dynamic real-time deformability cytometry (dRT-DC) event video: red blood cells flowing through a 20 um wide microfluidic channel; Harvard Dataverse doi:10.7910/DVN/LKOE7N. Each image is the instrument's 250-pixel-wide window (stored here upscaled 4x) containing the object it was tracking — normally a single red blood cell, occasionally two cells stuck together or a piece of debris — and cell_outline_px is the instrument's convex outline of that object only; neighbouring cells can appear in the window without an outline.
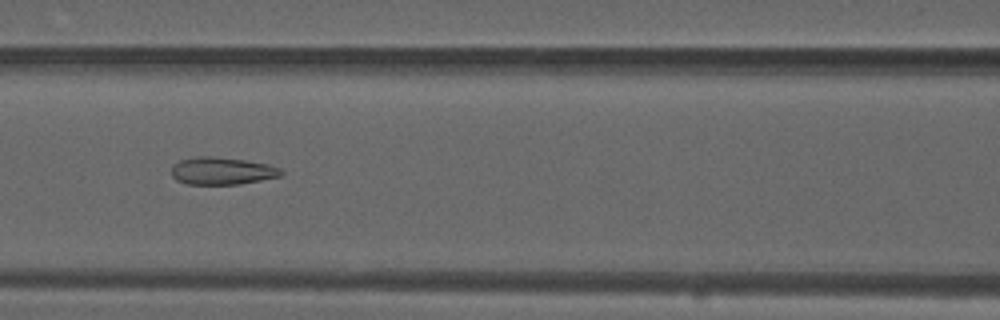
{"species": "common noctule bat (a hibernating species)", "species_latin": "Nyctalus noctula", "temperature_condition": "warm", "stored_images_in_passage": 36, "camera_frame_rate_fps": 3000, "um_per_image_px": 0.085, "animal": {"sex": "male", "forearm_length_mm": 52.5}, "frame": {"image": 1, "passage_image": 10, "time_ms": 3.0, "image_size_px": [1000, 320], "cell_outline_px": [[284, 176], [240, 184], [188, 184], [176, 180], [172, 176], [172, 164], [180, 160], [196, 156], [212, 156], [244, 160], [268, 164], [280, 168], [284, 172]], "centroid_in_image_um": [18.89, 14.53], "position_along_channel_um": 147.7, "area_um2": 17.69}}
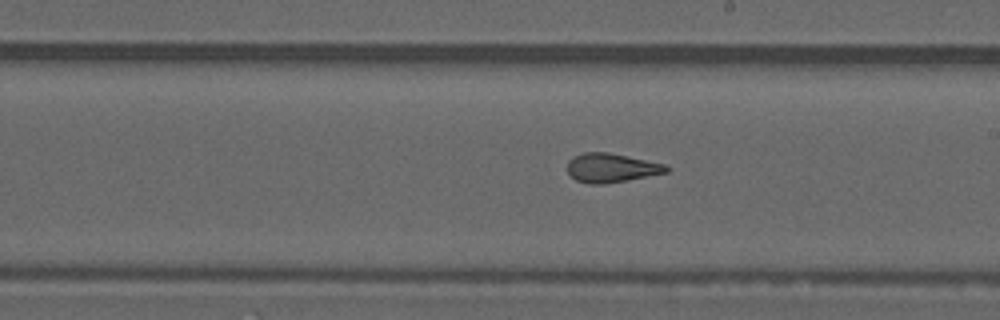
{"frame": {"image": 2, "passage_image": 17, "time_ms": 5.333, "image_size_px": [1000, 320], "cell_outline_px": [[672, 168], [668, 172], [604, 184], [588, 184], [576, 180], [568, 172], [568, 160], [572, 156], [584, 152], [608, 152], [664, 164]], "centroid_in_image_um": [51.94, 14.26], "position_along_channel_um": 237.1, "area_um2": 16.65}}
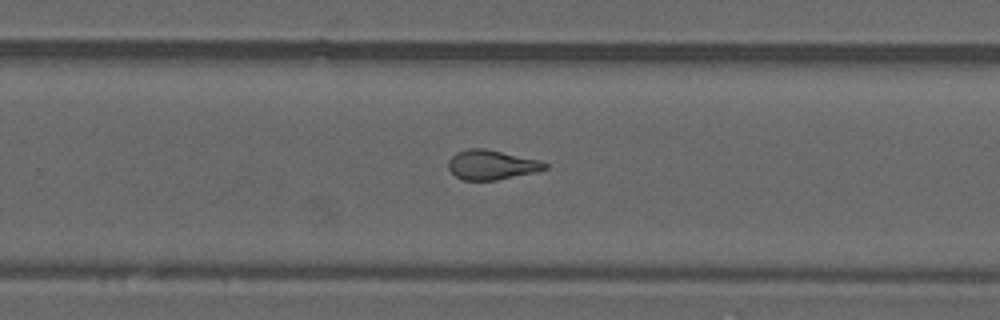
{"frame": {"image": 3, "passage_image": 21, "time_ms": 6.667, "image_size_px": [1000, 320], "cell_outline_px": [[548, 168], [536, 172], [496, 180], [464, 180], [456, 176], [448, 168], [448, 160], [456, 152], [468, 148], [484, 148], [540, 160], [548, 164]], "centroid_in_image_um": [41.78, 14.0], "position_along_channel_um": 288.0, "area_um2": 16.65}, "authors_computed_cell_mechanics": {"area_um2": 16.8487, "velocity_mm_per_s": 3.8451, "shape_relaxation_time_tau1_ms": null, "shape_relaxation_time_tau2_ms": 1.5606, "deformation_change_tau1": null, "deformation_change_tau2": 0.098}}